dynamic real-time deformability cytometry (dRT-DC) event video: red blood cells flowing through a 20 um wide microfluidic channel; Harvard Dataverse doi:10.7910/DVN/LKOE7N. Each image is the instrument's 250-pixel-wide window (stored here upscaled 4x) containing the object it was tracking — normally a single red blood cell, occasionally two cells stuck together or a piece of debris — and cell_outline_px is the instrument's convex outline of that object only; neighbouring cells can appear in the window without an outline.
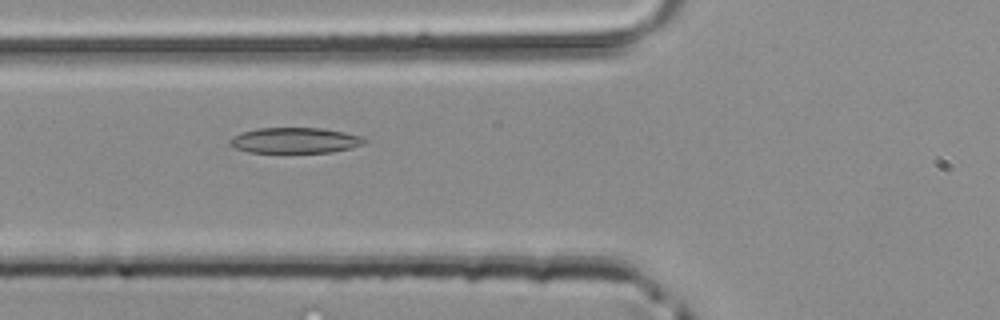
{"species": "common noctule bat (a hibernating species)", "species_latin": "Nyctalus noctula", "temperature_condition": "room temperature", "stored_images_in_passage": 36, "camera_frame_rate_fps": 3000, "um_per_image_px": 0.085, "animal": {"sex": "male", "body_mass_g": 20.4}, "frame": {"image": 1, "passage_image": 7, "time_ms": 2.0, "image_size_px": [1000, 320], "cell_outline_px": [[368, 140], [364, 144], [352, 148], [332, 152], [248, 152], [236, 148], [228, 144], [228, 140], [232, 136], [240, 132], [256, 128], [324, 128], [344, 132], [360, 136]], "centroid_in_image_um": [25.05, 11.93], "position_along_channel_um": 100.7, "area_um2": 20.23}}
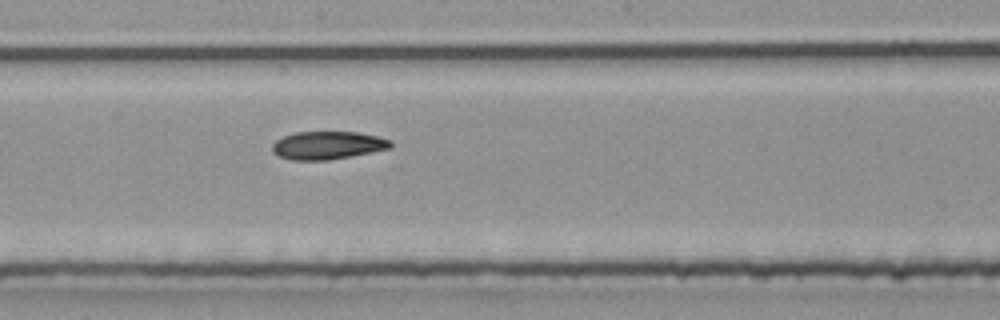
{"frame": {"image": 2, "passage_image": 15, "time_ms": 4.667, "image_size_px": [1000, 320], "cell_outline_px": [[392, 148], [372, 152], [328, 160], [292, 160], [280, 156], [272, 152], [272, 144], [276, 140], [284, 136], [296, 132], [356, 132], [376, 136], [392, 140]], "centroid_in_image_um": [27.86, 12.35], "position_along_channel_um": 220.3, "area_um2": 19.25}}
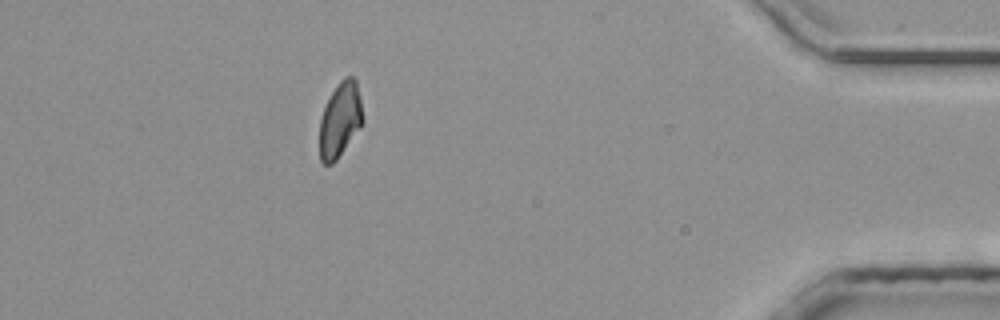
{"frame": {"image": 3, "passage_image": 31, "time_ms": 10.0, "image_size_px": [1000, 320], "cell_outline_px": [[364, 120], [360, 128], [336, 160], [332, 164], [324, 164], [320, 160], [320, 120], [324, 108], [332, 92], [340, 80], [344, 76], [352, 76], [356, 80]], "centroid_in_image_um": [28.91, 10.18], "position_along_channel_um": 406.3, "area_um2": 18.67}}